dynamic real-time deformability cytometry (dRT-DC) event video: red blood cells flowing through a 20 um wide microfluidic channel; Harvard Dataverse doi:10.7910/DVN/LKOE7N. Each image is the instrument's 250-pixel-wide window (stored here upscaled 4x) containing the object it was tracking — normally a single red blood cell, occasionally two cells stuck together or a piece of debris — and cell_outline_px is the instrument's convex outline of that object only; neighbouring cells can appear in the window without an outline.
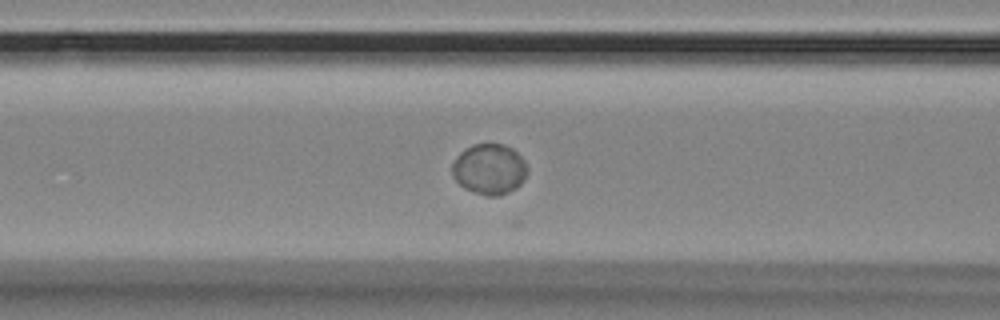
{"species": "Egyptian fruit bat (a non-hibernating species)", "species_latin": "Rousettus aegyptiacus", "temperature_condition": "room temperature", "stored_images_in_passage": 26, "camera_frame_rate_fps": 3000, "um_per_image_px": 0.085, "animal": {"sex": "female"}, "frame": {"image": 1, "passage_image": 7, "time_ms": 2.0, "image_size_px": [1000, 320], "cell_outline_px": [[528, 168], [524, 180], [516, 188], [508, 192], [496, 196], [488, 196], [464, 188], [452, 176], [452, 164], [460, 152], [464, 148], [472, 144], [504, 144], [512, 148], [524, 160]], "centroid_in_image_um": [41.59, 14.36], "position_along_channel_um": 125.0, "area_um2": 22.14}}
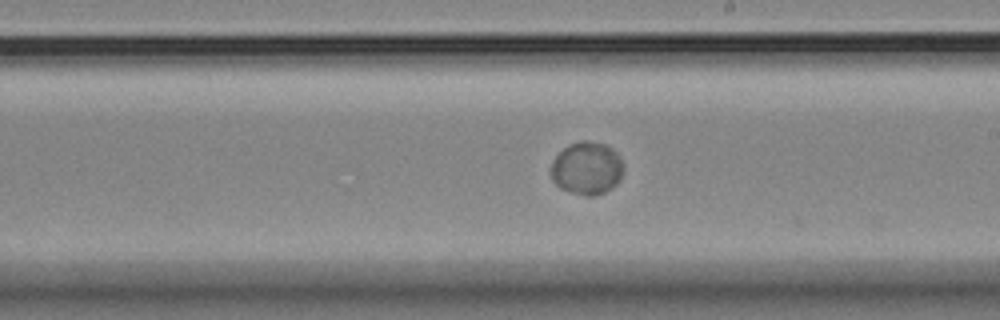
{"frame": {"image": 2, "passage_image": 17, "time_ms": 5.333, "image_size_px": [1000, 320], "cell_outline_px": [[624, 168], [620, 180], [612, 188], [596, 196], [584, 196], [560, 188], [552, 180], [552, 160], [568, 144], [580, 140], [588, 140], [604, 144], [612, 148], [616, 152]], "centroid_in_image_um": [49.89, 14.3], "position_along_channel_um": 239.1, "area_um2": 22.37}}
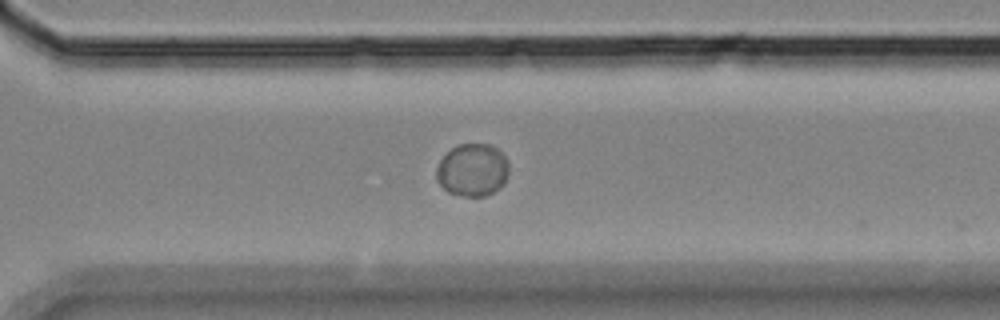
{"frame": {"image": 3, "passage_image": 25, "time_ms": 8.0, "image_size_px": [1000, 320], "cell_outline_px": [[508, 176], [504, 184], [500, 188], [484, 196], [460, 196], [448, 192], [436, 180], [436, 168], [440, 160], [456, 144], [492, 144], [504, 156], [508, 164]], "centroid_in_image_um": [40.16, 14.45], "position_along_channel_um": 330.4, "area_um2": 22.31}}